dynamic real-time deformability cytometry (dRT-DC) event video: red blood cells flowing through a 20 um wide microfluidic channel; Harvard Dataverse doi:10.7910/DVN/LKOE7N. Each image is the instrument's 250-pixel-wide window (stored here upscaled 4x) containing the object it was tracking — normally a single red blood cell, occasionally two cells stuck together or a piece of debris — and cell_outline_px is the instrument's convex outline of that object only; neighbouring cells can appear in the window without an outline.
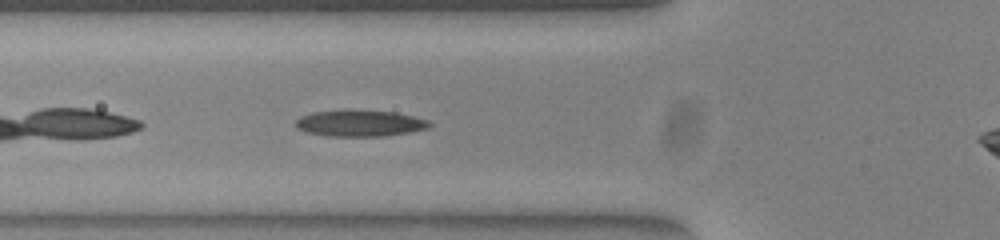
{"species": "common noctule bat (a hibernating species)", "species_latin": "Nyctalus noctula", "temperature_condition": "warm", "stored_images_in_passage": 32, "camera_frame_rate_fps": 3000, "um_per_image_px": 0.085, "animal": {"sex": "female", "body_mass_g": 23.0, "forearm_length_mm": 53.4}, "frame": {"image": 1, "passage_image": 4, "time_ms": 1.0, "image_size_px": [1000, 240], "cell_outline_px": [[432, 124], [428, 128], [408, 132], [380, 136], [328, 136], [308, 132], [296, 128], [296, 120], [300, 116], [312, 112], [392, 112], [412, 116], [428, 120]], "centroid_in_image_um": [30.58, 10.51], "position_along_channel_um": 95.2, "area_um2": 19.59}}
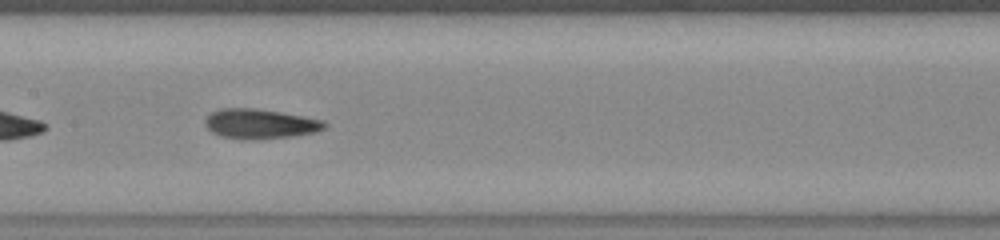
{"frame": {"image": 2, "passage_image": 11, "time_ms": 3.333, "image_size_px": [1000, 240], "cell_outline_px": [[328, 124], [324, 128], [312, 132], [288, 136], [244, 140], [220, 136], [212, 132], [204, 124], [204, 120], [212, 112], [220, 108], [256, 108], [280, 112], [324, 120]], "centroid_in_image_um": [22.05, 10.51], "position_along_channel_um": 185.3, "area_um2": 20.46}}
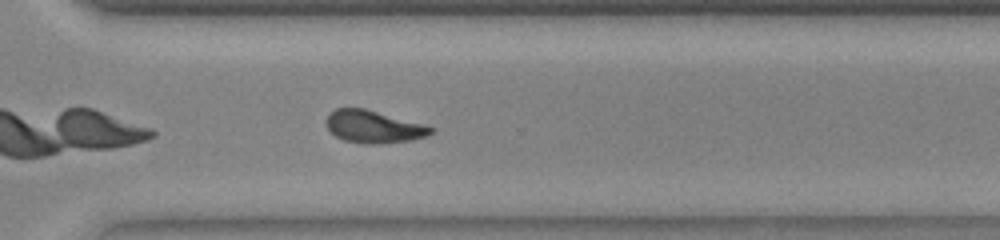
{"frame": {"image": 3, "passage_image": 23, "time_ms": 7.333, "image_size_px": [1000, 240], "cell_outline_px": [[432, 132], [428, 136], [408, 140], [380, 144], [364, 144], [344, 140], [336, 136], [328, 128], [324, 120], [336, 108], [364, 108], [424, 124], [432, 128]], "centroid_in_image_um": [31.73, 10.77], "position_along_channel_um": 338.9, "area_um2": 19.59}, "authors_computed_cell_mechanics": {"area_um2": 19.9699, "velocity_mm_per_s": 3.8444, "shape_relaxation_time_tau1_ms": 5.8281, "shape_relaxation_time_tau2_ms": 1.9612, "deformation_change_tau1": 0.1806, "deformation_change_tau2": 0.087}}